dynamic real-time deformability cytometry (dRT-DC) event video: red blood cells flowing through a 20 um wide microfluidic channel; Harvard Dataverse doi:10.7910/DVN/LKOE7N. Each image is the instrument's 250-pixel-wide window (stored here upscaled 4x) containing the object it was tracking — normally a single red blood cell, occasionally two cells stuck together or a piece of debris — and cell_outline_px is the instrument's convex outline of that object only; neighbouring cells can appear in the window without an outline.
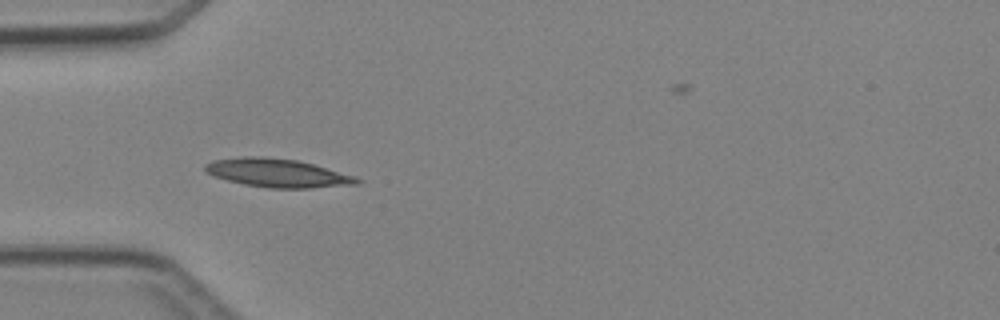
{"species": "Egyptian fruit bat (a non-hibernating species)", "species_latin": "Rousettus aegyptiacus", "temperature_condition": "cold", "stored_images_in_passage": 5, "camera_frame_rate_fps": 3000, "um_per_image_px": 0.085, "animal": {"sex": "female"}, "frame": {"image": 1, "passage_image": 3, "time_ms": 2.333, "image_size_px": [1000, 320], "cell_outline_px": [[364, 180], [360, 184], [312, 188], [268, 188], [244, 184], [228, 180], [204, 172], [204, 164], [212, 160], [244, 156], [264, 156], [296, 160], [312, 164], [356, 176]], "centroid_in_image_um": [23.6, 14.7], "position_along_channel_um": 61.4, "area_um2": 25.32}}
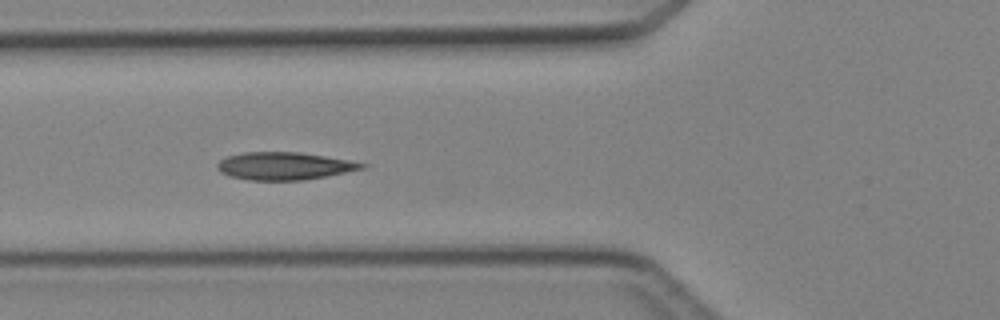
{"frame": {"image": 2, "passage_image": 4, "time_ms": 3.333, "image_size_px": [1000, 320], "cell_outline_px": [[368, 164], [364, 168], [304, 180], [248, 180], [228, 176], [220, 172], [216, 168], [216, 164], [224, 156], [244, 152], [300, 152], [348, 160]], "centroid_in_image_um": [24.07, 14.1], "position_along_channel_um": 101.7, "area_um2": 23.24}}
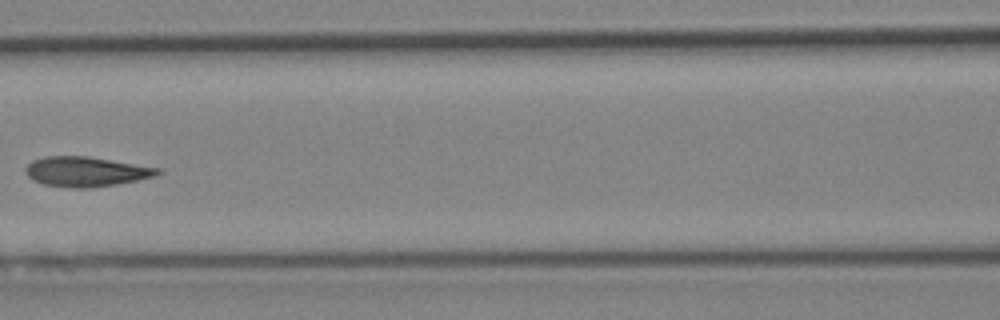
{"frame": {"image": 3, "passage_image": 5, "time_ms": 4.667, "image_size_px": [1000, 320], "cell_outline_px": [[164, 172], [156, 176], [116, 184], [88, 188], [72, 188], [44, 184], [32, 180], [28, 176], [24, 168], [32, 160], [44, 156], [88, 156], [164, 168]], "centroid_in_image_um": [7.35, 14.58], "position_along_channel_um": 159.2, "area_um2": 23.24}}